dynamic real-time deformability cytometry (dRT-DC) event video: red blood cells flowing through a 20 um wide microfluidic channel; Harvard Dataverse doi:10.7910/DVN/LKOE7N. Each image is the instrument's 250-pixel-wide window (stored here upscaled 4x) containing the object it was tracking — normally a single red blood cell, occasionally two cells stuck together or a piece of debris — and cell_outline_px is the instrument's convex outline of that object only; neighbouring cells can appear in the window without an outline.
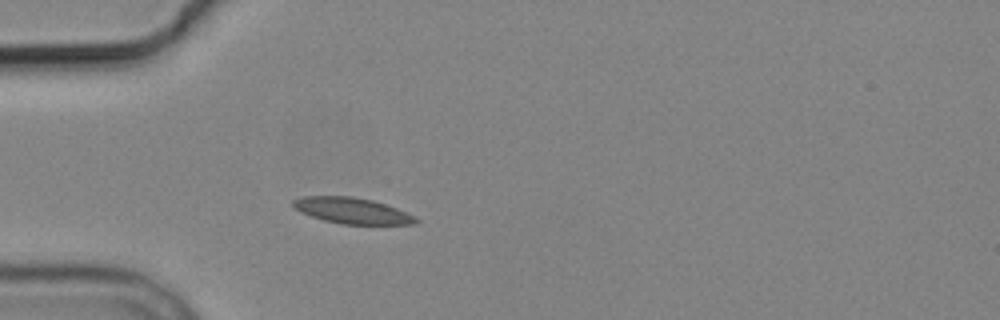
{"species": "common noctule bat (a hibernating species)", "species_latin": "Nyctalus noctula", "temperature_condition": "cold", "stored_images_in_passage": 1, "camera_frame_rate_fps": 3000, "um_per_image_px": 0.085, "animal": {"sex": "male", "body_mass_g": 19.2, "forearm_length_mm": 51.8}, "frame": {"image": 1, "passage_image": 1, "time_ms": 0.0, "image_size_px": [1000, 320], "cell_outline_px": [[420, 220], [416, 224], [340, 224], [324, 220], [300, 212], [292, 204], [292, 200], [304, 196], [352, 196], [372, 200], [396, 208]], "centroid_in_image_um": [29.9, 17.9], "position_along_channel_um": 55.1, "area_um2": 18.32}}